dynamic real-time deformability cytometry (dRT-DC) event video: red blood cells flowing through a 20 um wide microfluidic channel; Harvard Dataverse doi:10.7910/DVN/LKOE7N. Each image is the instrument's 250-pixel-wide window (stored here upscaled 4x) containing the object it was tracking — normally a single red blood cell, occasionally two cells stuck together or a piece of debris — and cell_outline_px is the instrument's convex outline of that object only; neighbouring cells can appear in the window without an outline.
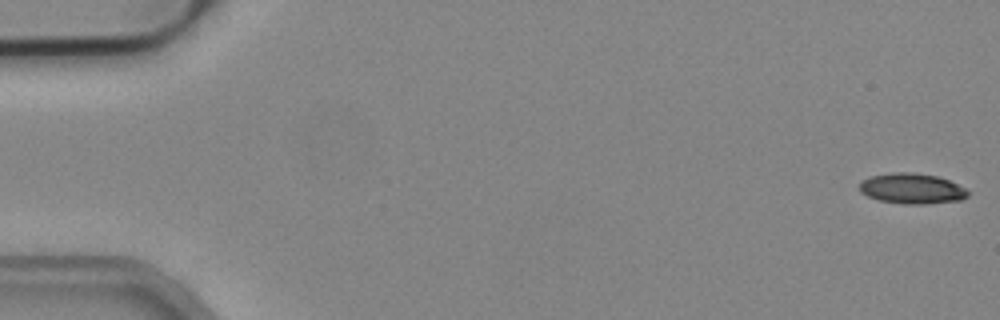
{"species": "common noctule bat (a hibernating species)", "species_latin": "Nyctalus noctula", "temperature_condition": "cold", "stored_images_in_passage": 52, "camera_frame_rate_fps": 3000, "um_per_image_px": 0.085, "animal": {"sex": "male", "body_mass_g": 19.2, "forearm_length_mm": 51.8}, "frame": {"image": 1, "passage_image": 1, "time_ms": 0.0, "image_size_px": [1000, 320], "cell_outline_px": [[968, 196], [960, 200], [924, 204], [904, 204], [880, 200], [868, 196], [860, 192], [860, 184], [864, 180], [872, 176], [892, 172], [916, 172], [936, 176], [948, 180], [964, 188], [968, 192]], "centroid_in_image_um": [77.51, 16.02], "position_along_channel_um": 7.5, "area_um2": 19.02}}
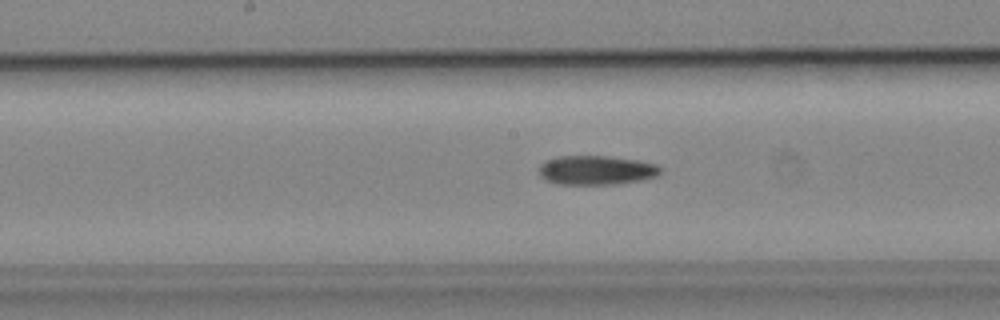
{"frame": {"image": 2, "passage_image": 27, "time_ms": 8.667, "image_size_px": [1000, 320], "cell_outline_px": [[660, 172], [656, 176], [640, 180], [616, 184], [556, 184], [544, 180], [540, 176], [540, 164], [548, 160], [560, 156], [608, 156], [636, 160], [656, 164], [660, 168]], "centroid_in_image_um": [50.66, 14.47], "position_along_channel_um": 197.5, "area_um2": 20.52}}
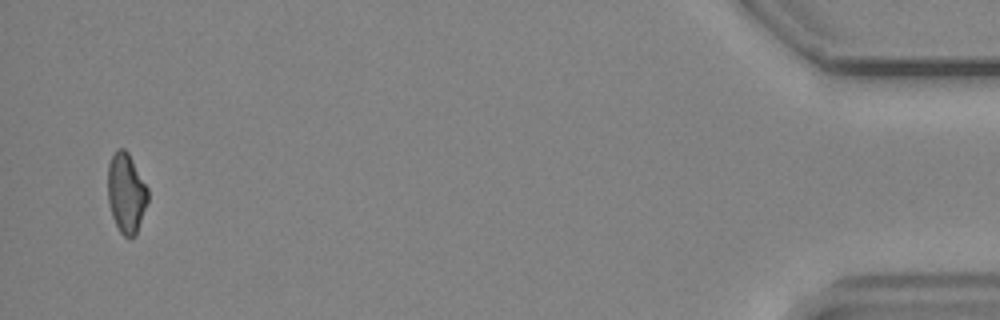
{"frame": {"image": 3, "passage_image": 51, "time_ms": 16.667, "image_size_px": [1000, 320], "cell_outline_px": [[148, 200], [136, 236], [124, 236], [120, 232], [112, 216], [108, 200], [108, 164], [116, 148], [124, 148], [128, 152], [148, 188]], "centroid_in_image_um": [10.73, 16.39], "position_along_channel_um": 424.5, "area_um2": 18.61}}